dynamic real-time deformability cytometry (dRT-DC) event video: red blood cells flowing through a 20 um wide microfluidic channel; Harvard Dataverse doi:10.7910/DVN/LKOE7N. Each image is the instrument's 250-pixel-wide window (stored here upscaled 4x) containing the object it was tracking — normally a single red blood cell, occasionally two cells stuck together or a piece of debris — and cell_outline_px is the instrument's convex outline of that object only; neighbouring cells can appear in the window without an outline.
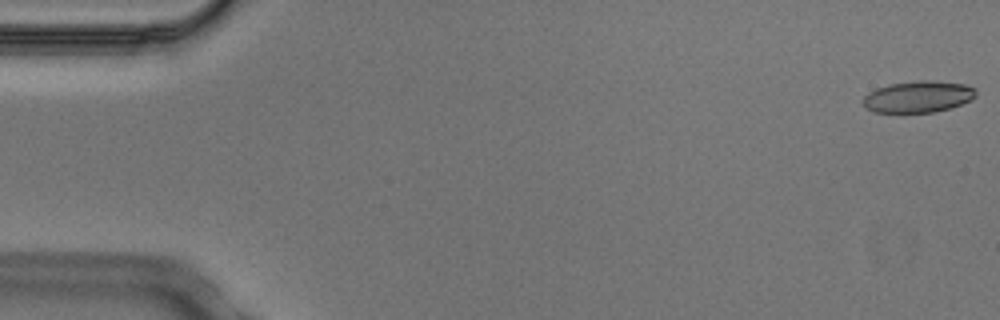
{"species": "Egyptian fruit bat (a non-hibernating species)", "species_latin": "Rousettus aegyptiacus", "temperature_condition": "cold", "stored_images_in_passage": 3, "camera_frame_rate_fps": 3000, "um_per_image_px": 0.085, "animal": {"sex": "male"}, "frame": {"image": 1, "passage_image": 1, "time_ms": 0.0, "image_size_px": [1000, 320], "cell_outline_px": [[976, 96], [972, 100], [948, 108], [932, 112], [872, 112], [864, 104], [864, 96], [868, 92], [876, 88], [892, 84], [920, 80], [936, 80], [968, 84], [976, 88]], "centroid_in_image_um": [78.1, 8.2], "position_along_channel_um": 6.9, "area_um2": 20.75}}